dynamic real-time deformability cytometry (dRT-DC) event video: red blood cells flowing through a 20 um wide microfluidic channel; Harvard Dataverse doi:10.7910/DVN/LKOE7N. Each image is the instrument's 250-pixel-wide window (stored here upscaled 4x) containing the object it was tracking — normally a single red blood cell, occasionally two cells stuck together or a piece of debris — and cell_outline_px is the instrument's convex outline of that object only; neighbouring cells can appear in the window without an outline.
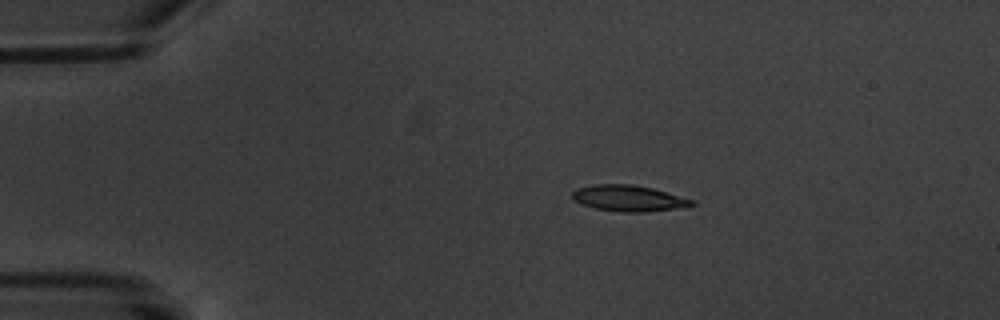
{"species": "common noctule bat (a hibernating species)", "species_latin": "Nyctalus noctula", "temperature_condition": "warm", "stored_images_in_passage": 7, "camera_frame_rate_fps": 3000, "um_per_image_px": 0.085, "animal": {"sex": "male", "body_mass_g": 20.1, "forearm_length_mm": 53.5}, "frame": {"image": 1, "passage_image": 4, "time_ms": 3.333, "image_size_px": [1000, 320], "cell_outline_px": [[696, 204], [676, 208], [644, 212], [624, 212], [596, 208], [572, 200], [572, 192], [576, 188], [596, 184], [628, 184], [652, 188], [696, 200]], "centroid_in_image_um": [53.44, 16.84], "position_along_channel_um": 31.6, "area_um2": 17.98}}